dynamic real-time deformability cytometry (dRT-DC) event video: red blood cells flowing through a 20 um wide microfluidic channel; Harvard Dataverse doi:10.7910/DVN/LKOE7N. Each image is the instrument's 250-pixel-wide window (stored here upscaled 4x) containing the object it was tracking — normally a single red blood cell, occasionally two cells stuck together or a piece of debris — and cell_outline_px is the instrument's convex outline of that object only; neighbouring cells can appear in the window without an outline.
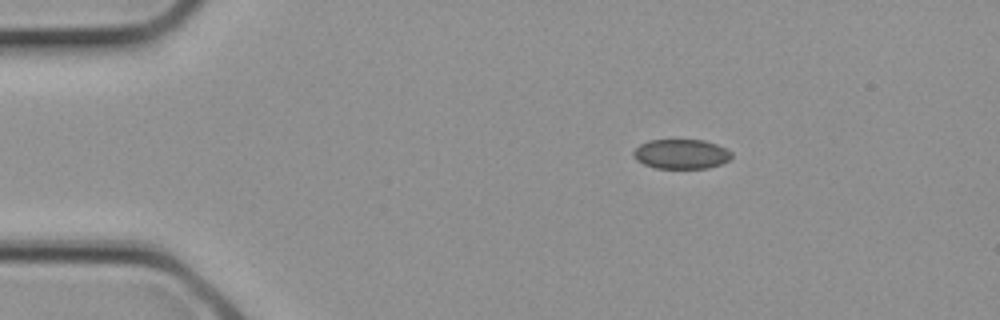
{"species": "common noctule bat (a hibernating species)", "species_latin": "Nyctalus noctula", "temperature_condition": "cold", "stored_images_in_passage": 3, "camera_frame_rate_fps": 3000, "um_per_image_px": 0.085, "animal": {"sex": "female", "body_mass_g": 21.9}, "frame": {"image": 1, "passage_image": 1, "time_ms": 0.0, "image_size_px": [1000, 320], "cell_outline_px": [[732, 156], [728, 160], [720, 164], [708, 168], [656, 168], [644, 164], [636, 160], [632, 156], [632, 152], [640, 144], [648, 140], [704, 140], [716, 144], [732, 152]], "centroid_in_image_um": [57.87, 13.09], "position_along_channel_um": 27.1, "area_um2": 16.94}}